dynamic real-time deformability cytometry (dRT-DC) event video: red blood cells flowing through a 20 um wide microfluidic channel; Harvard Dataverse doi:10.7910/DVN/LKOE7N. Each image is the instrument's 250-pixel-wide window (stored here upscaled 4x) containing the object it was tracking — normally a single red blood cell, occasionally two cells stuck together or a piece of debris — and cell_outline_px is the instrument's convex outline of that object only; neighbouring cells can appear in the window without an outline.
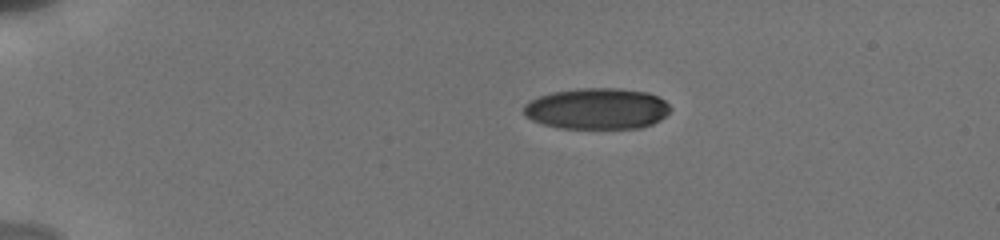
{"species": "human", "species_latin": "Homo sapiens", "temperature_condition": "cold", "stored_images_in_passage": 62, "camera_frame_rate_fps": 3000, "um_per_image_px": 0.085, "donor": {"sex": "male"}, "frame": {"image": 1, "passage_image": 1, "time_ms": 0.0, "image_size_px": [1000, 240], "cell_outline_px": [[672, 108], [660, 120], [652, 124], [640, 128], [560, 128], [544, 124], [532, 120], [524, 116], [524, 104], [528, 100], [552, 92], [580, 88], [620, 88], [648, 92], [660, 96]], "centroid_in_image_um": [50.75, 9.23], "position_along_channel_um": 34.2, "area_um2": 35.37}}
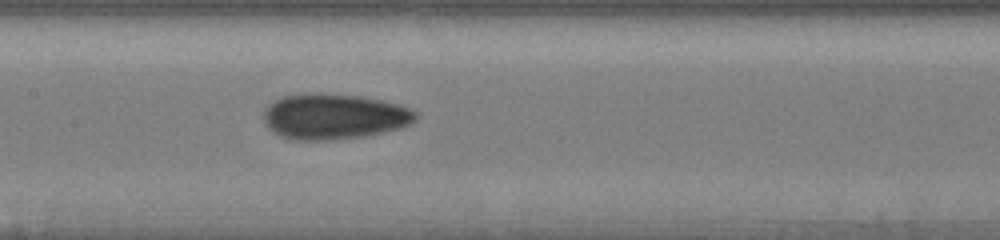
{"frame": {"image": 2, "passage_image": 38, "time_ms": 5.667, "image_size_px": [1000, 240], "cell_outline_px": [[416, 120], [412, 124], [404, 128], [364, 136], [328, 140], [292, 140], [280, 136], [272, 132], [268, 128], [264, 120], [264, 112], [268, 104], [272, 100], [284, 96], [360, 96], [384, 100], [400, 104], [416, 112]], "centroid_in_image_um": [28.43, 9.95], "position_along_channel_um": 179.0, "area_um2": 39.77}}
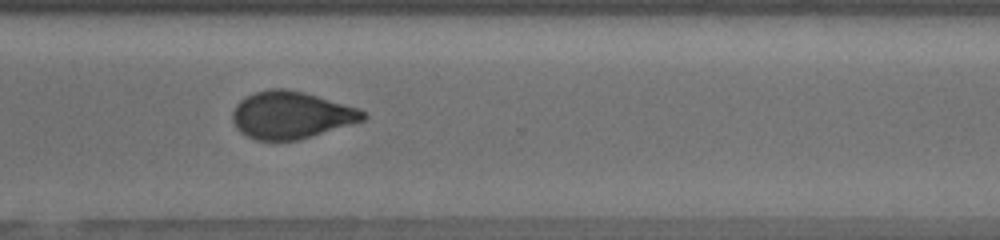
{"frame": {"image": 3, "passage_image": 61, "time_ms": 10.0, "image_size_px": [1000, 240], "cell_outline_px": [[368, 116], [364, 120], [312, 136], [296, 140], [256, 140], [240, 132], [236, 128], [232, 120], [232, 112], [236, 104], [244, 96], [268, 88], [284, 88], [304, 92], [356, 108], [364, 112]], "centroid_in_image_um": [24.69, 9.77], "position_along_channel_um": 345.9, "area_um2": 35.72}}